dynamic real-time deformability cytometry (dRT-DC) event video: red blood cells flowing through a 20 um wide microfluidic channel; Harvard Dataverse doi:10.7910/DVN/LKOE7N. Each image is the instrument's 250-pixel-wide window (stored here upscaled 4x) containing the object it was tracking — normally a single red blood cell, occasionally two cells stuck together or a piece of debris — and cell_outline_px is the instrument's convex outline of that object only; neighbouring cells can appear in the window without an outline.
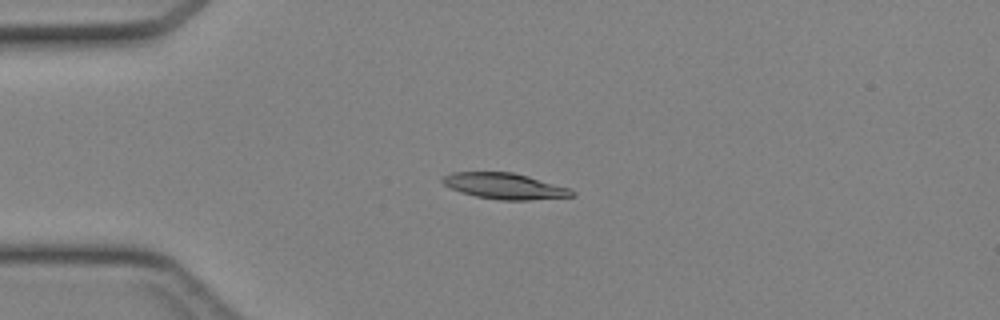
{"species": "Egyptian fruit bat (a non-hibernating species)", "species_latin": "Rousettus aegyptiacus", "temperature_condition": "cold", "stored_images_in_passage": 3, "camera_frame_rate_fps": 3000, "um_per_image_px": 0.085, "animal": {"sex": "female"}, "frame": {"image": 1, "passage_image": 2, "time_ms": 0.333, "image_size_px": [1000, 320], "cell_outline_px": [[576, 196], [528, 200], [500, 200], [476, 196], [452, 188], [444, 184], [440, 180], [444, 176], [452, 172], [512, 172], [528, 176], [568, 188], [576, 192]], "centroid_in_image_um": [42.92, 15.81], "position_along_channel_um": 42.1, "area_um2": 19.31}}
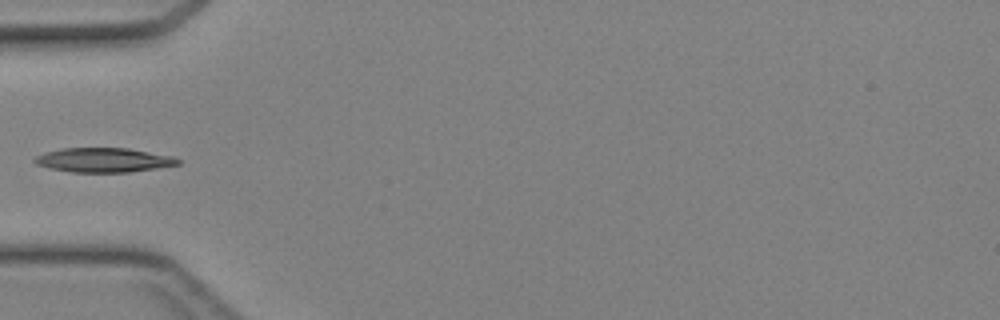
{"frame": {"image": 2, "passage_image": 3, "time_ms": 0.667, "image_size_px": [1000, 320], "cell_outline_px": [[180, 164], [156, 168], [128, 172], [72, 172], [48, 168], [36, 164], [32, 160], [36, 156], [44, 152], [60, 148], [128, 148], [172, 156], [180, 160]], "centroid_in_image_um": [8.76, 13.6], "position_along_channel_um": 76.2, "area_um2": 20.35}}